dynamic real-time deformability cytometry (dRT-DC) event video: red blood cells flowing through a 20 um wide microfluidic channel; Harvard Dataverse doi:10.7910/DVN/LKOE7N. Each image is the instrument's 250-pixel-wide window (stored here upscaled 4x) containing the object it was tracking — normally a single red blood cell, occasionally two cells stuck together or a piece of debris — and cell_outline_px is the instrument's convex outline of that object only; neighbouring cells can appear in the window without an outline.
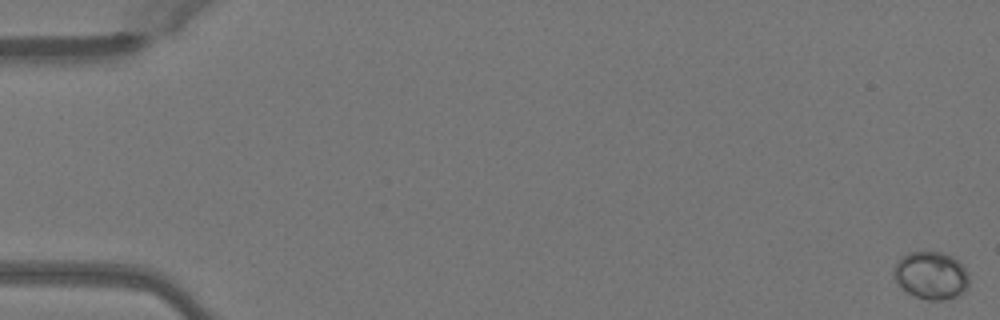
{"species": "Egyptian fruit bat (a non-hibernating species)", "species_latin": "Rousettus aegyptiacus", "temperature_condition": "warm", "stored_images_in_passage": 52, "camera_frame_rate_fps": 3000, "um_per_image_px": 0.085, "animal": {"sex": "female"}, "frame": {"image": 1, "passage_image": 1, "time_ms": 0.0, "image_size_px": [1000, 320], "cell_outline_px": [[968, 288], [964, 292], [956, 296], [944, 300], [928, 300], [916, 296], [908, 292], [892, 276], [892, 272], [896, 260], [900, 256], [908, 252], [944, 252], [952, 256], [964, 268], [968, 276]], "centroid_in_image_um": [79.12, 23.39], "position_along_channel_um": 5.9, "area_um2": 20.92}}
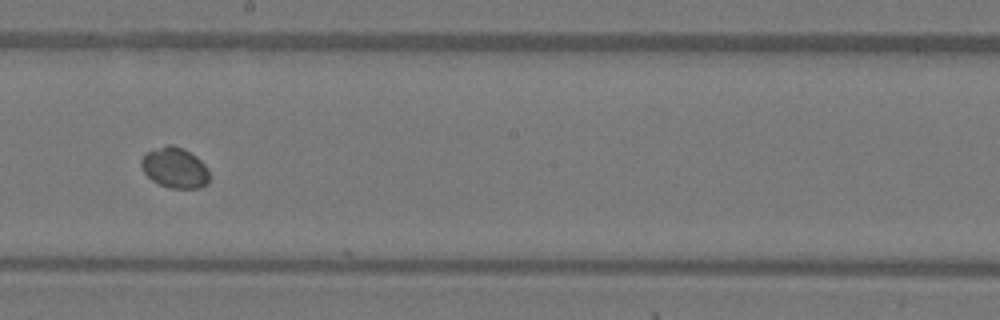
{"frame": {"image": 2, "passage_image": 30, "time_ms": 9.667, "image_size_px": [1000, 320], "cell_outline_px": [[208, 184], [200, 188], [168, 188], [152, 180], [144, 172], [140, 164], [140, 160], [148, 152], [168, 144], [172, 144], [184, 148], [196, 156], [208, 168]], "centroid_in_image_um": [14.87, 14.26], "position_along_channel_um": 233.3, "area_um2": 16.07}}
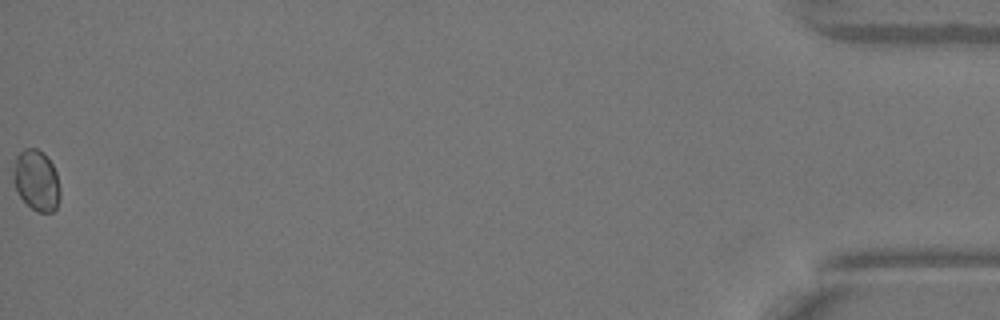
{"frame": {"image": 3, "passage_image": 52, "time_ms": 17.0, "image_size_px": [1000, 320], "cell_outline_px": [[60, 196], [56, 208], [52, 212], [36, 212], [20, 196], [12, 180], [12, 172], [16, 156], [24, 148], [36, 148], [44, 152], [52, 164], [56, 172], [60, 188]], "centroid_in_image_um": [3.09, 15.31], "position_along_channel_um": 432.1, "area_um2": 16.65}}